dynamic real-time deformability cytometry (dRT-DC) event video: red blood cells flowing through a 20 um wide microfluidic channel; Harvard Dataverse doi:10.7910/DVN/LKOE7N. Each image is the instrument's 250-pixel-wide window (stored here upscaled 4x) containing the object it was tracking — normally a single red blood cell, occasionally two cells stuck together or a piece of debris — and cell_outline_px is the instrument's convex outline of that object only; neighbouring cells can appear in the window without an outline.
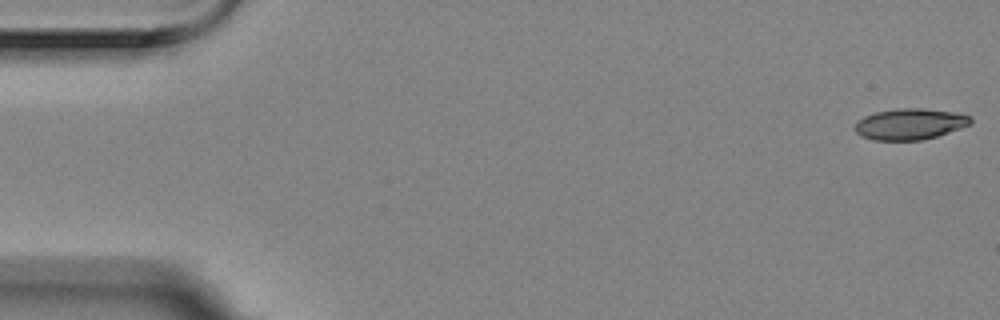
{"species": "Egyptian fruit bat (a non-hibernating species)", "species_latin": "Rousettus aegyptiacus", "temperature_condition": "room temperature", "stored_images_in_passage": 5, "segment_of_instrument_passage": [2, 2], "camera_frame_rate_fps": 3000, "um_per_image_px": 0.085, "animal": {"sex": "female"}, "frame": {"image": 1, "passage_image": 5, "time_ms": 1.333, "image_size_px": [1000, 320], "cell_outline_px": [[972, 124], [936, 136], [920, 140], [872, 140], [856, 132], [852, 128], [864, 116], [876, 112], [900, 108], [924, 108], [956, 112], [972, 116]], "centroid_in_image_um": [77.37, 10.53], "position_along_channel_um": 7.6, "area_um2": 20.92}}